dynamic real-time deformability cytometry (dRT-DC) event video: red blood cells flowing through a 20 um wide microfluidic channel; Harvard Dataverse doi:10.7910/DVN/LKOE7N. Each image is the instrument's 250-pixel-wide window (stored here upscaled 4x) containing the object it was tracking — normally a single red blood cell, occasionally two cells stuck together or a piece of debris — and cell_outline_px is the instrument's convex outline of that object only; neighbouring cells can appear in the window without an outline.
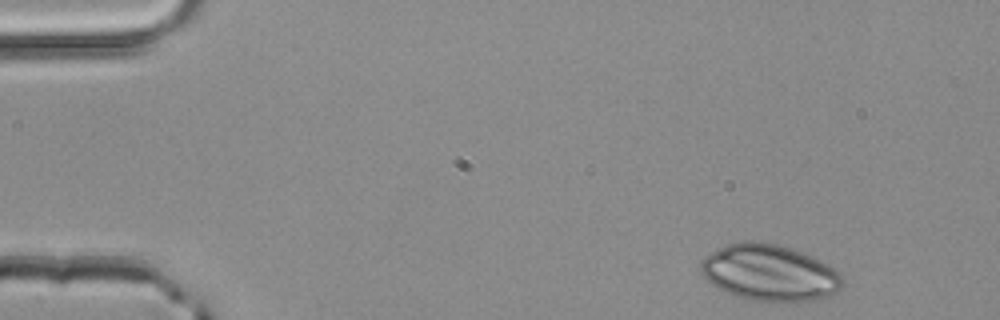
{"species": "common noctule bat (a hibernating species)", "species_latin": "Nyctalus noctula", "temperature_condition": "room temperature", "stored_images_in_passage": 46, "camera_frame_rate_fps": 3000, "um_per_image_px": 0.085, "animal": {"sex": "male", "body_mass_g": 20.4}, "frame": {"image": 1, "passage_image": 1, "time_ms": 0.0, "image_size_px": [1000, 320], "cell_outline_px": [[844, 284], [836, 292], [828, 296], [816, 300], [796, 304], [788, 304], [748, 300], [732, 296], [712, 284], [700, 272], [700, 264], [704, 256], [728, 244], [740, 240], [756, 240], [776, 244], [804, 252], [836, 268], [840, 272], [844, 280]], "centroid_in_image_um": [65.45, 23.22], "position_along_channel_um": 19.6, "area_um2": 47.8}}
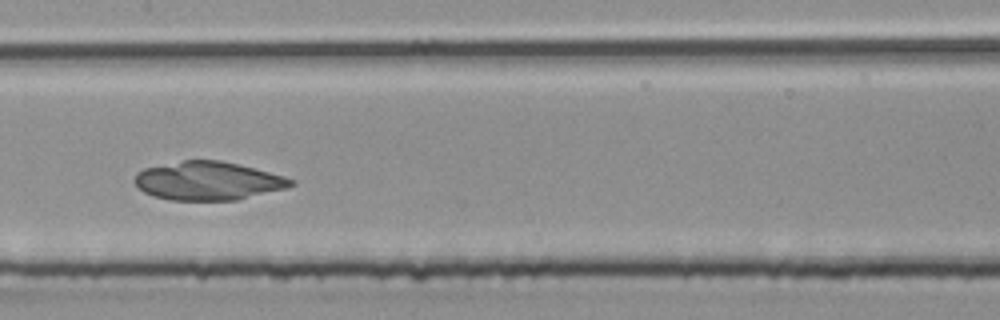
{"frame": {"image": 2, "passage_image": 21, "time_ms": 6.667, "image_size_px": [1000, 320], "cell_outline_px": [[296, 184], [288, 188], [236, 200], [168, 200], [144, 192], [136, 184], [136, 172], [144, 168], [184, 160], [220, 160], [284, 176], [296, 180]], "centroid_in_image_um": [17.72, 15.38], "position_along_channel_um": 189.7, "area_um2": 34.8}}
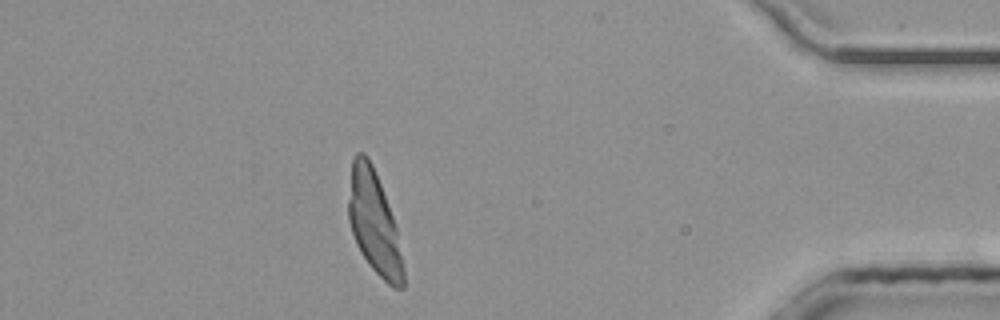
{"frame": {"image": 3, "passage_image": 40, "time_ms": 13.0, "image_size_px": [1000, 320], "cell_outline_px": [[404, 288], [392, 288], [368, 264], [360, 252], [356, 244], [348, 220], [348, 200], [352, 156], [356, 152], [364, 152], [368, 156], [372, 164], [380, 184], [392, 216], [396, 228], [404, 268]], "centroid_in_image_um": [31.77, 18.92], "position_along_channel_um": 403.4, "area_um2": 32.71}}